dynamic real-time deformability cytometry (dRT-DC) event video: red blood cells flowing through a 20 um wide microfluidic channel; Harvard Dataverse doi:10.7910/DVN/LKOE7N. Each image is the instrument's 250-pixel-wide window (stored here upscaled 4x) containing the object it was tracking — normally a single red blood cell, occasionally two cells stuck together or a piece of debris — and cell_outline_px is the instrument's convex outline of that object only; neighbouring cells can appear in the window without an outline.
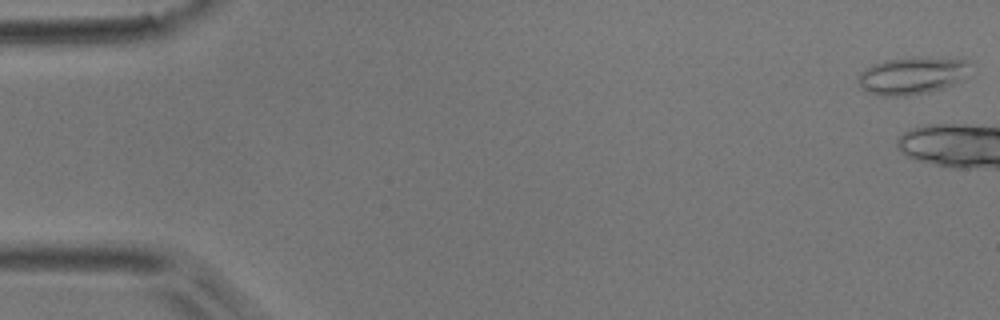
{"species": "common noctule bat (a hibernating species)", "species_latin": "Nyctalus noctula", "temperature_condition": "room temperature", "stored_images_in_passage": 6, "camera_frame_rate_fps": 3000, "um_per_image_px": 0.085, "animal": {"sex": "male", "body_mass_g": 17.9}, "frame": {"image": 1, "passage_image": 1, "time_ms": 0.0, "image_size_px": [1000, 320], "cell_outline_px": [[972, 76], [952, 84], [928, 92], [908, 96], [880, 96], [864, 92], [860, 88], [856, 80], [860, 72], [864, 68], [872, 64], [884, 60], [912, 56], [924, 56], [968, 60]], "centroid_in_image_um": [77.52, 6.41], "position_along_channel_um": 7.5, "area_um2": 25.32}}